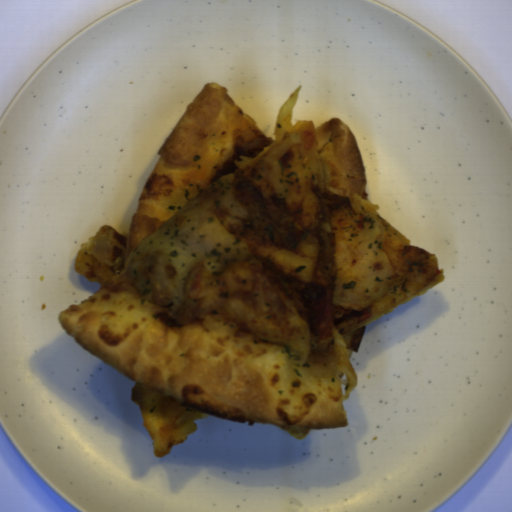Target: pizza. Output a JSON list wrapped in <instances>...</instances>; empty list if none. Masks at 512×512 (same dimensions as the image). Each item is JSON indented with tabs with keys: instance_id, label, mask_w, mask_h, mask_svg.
<instances>
[{
	"instance_id": "d2c48207",
	"label": "pizza",
	"mask_w": 512,
	"mask_h": 512,
	"mask_svg": "<svg viewBox=\"0 0 512 512\" xmlns=\"http://www.w3.org/2000/svg\"><path fill=\"white\" fill-rule=\"evenodd\" d=\"M314 129L318 158L326 162L332 175L325 188L348 196V200L359 195L368 202L365 165L351 129L335 117Z\"/></svg>"
},
{
	"instance_id": "dd6c1bee",
	"label": "pizza",
	"mask_w": 512,
	"mask_h": 512,
	"mask_svg": "<svg viewBox=\"0 0 512 512\" xmlns=\"http://www.w3.org/2000/svg\"><path fill=\"white\" fill-rule=\"evenodd\" d=\"M275 143L227 88L217 82L204 85L162 145L128 233L111 229V266L95 263L84 275L97 282V292L57 315L72 341L132 380L131 398L155 457L169 454L204 417L272 424L300 440L310 431L347 426L344 408L357 382L350 358L359 350L365 324L444 279L436 254L421 262L406 260L403 248L410 241L379 216L385 231L381 250L393 269L388 291L367 308L334 301L371 316L361 323L349 317L333 325L330 336L316 340L311 323L262 265L314 285L319 273L333 290L338 277L335 210L301 185L277 197L270 167L259 163ZM237 169L265 197L297 212L307 231L299 250L260 245L243 235L247 214L235 198ZM195 200L213 210L253 253L218 272L196 267L187 292L193 309L169 314L120 282V276L132 249Z\"/></svg>"
}]
</instances>
